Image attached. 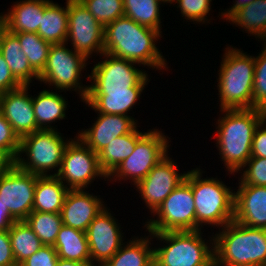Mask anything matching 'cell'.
<instances>
[{
    "label": "cell",
    "instance_id": "cell-1",
    "mask_svg": "<svg viewBox=\"0 0 266 266\" xmlns=\"http://www.w3.org/2000/svg\"><path fill=\"white\" fill-rule=\"evenodd\" d=\"M162 37L159 31L122 16L104 27V52L164 72L168 63L156 46Z\"/></svg>",
    "mask_w": 266,
    "mask_h": 266
},
{
    "label": "cell",
    "instance_id": "cell-2",
    "mask_svg": "<svg viewBox=\"0 0 266 266\" xmlns=\"http://www.w3.org/2000/svg\"><path fill=\"white\" fill-rule=\"evenodd\" d=\"M216 121V147L226 172L235 175L251 158L253 135L266 117L258 108L220 110ZM223 116V117H222Z\"/></svg>",
    "mask_w": 266,
    "mask_h": 266
},
{
    "label": "cell",
    "instance_id": "cell-3",
    "mask_svg": "<svg viewBox=\"0 0 266 266\" xmlns=\"http://www.w3.org/2000/svg\"><path fill=\"white\" fill-rule=\"evenodd\" d=\"M220 229L214 234L215 266H266V229L235 220Z\"/></svg>",
    "mask_w": 266,
    "mask_h": 266
},
{
    "label": "cell",
    "instance_id": "cell-4",
    "mask_svg": "<svg viewBox=\"0 0 266 266\" xmlns=\"http://www.w3.org/2000/svg\"><path fill=\"white\" fill-rule=\"evenodd\" d=\"M226 46L216 81L220 110L252 108L254 55Z\"/></svg>",
    "mask_w": 266,
    "mask_h": 266
},
{
    "label": "cell",
    "instance_id": "cell-5",
    "mask_svg": "<svg viewBox=\"0 0 266 266\" xmlns=\"http://www.w3.org/2000/svg\"><path fill=\"white\" fill-rule=\"evenodd\" d=\"M149 233L161 245L154 247V266H215L214 235L206 240L202 230Z\"/></svg>",
    "mask_w": 266,
    "mask_h": 266
},
{
    "label": "cell",
    "instance_id": "cell-6",
    "mask_svg": "<svg viewBox=\"0 0 266 266\" xmlns=\"http://www.w3.org/2000/svg\"><path fill=\"white\" fill-rule=\"evenodd\" d=\"M196 167L191 170V189L195 202L196 230L203 226L222 228L233 221L234 190L221 179L206 177Z\"/></svg>",
    "mask_w": 266,
    "mask_h": 266
},
{
    "label": "cell",
    "instance_id": "cell-7",
    "mask_svg": "<svg viewBox=\"0 0 266 266\" xmlns=\"http://www.w3.org/2000/svg\"><path fill=\"white\" fill-rule=\"evenodd\" d=\"M71 139L65 140L58 130H39L25 135L21 138L20 151L14 163L21 170L38 176H56Z\"/></svg>",
    "mask_w": 266,
    "mask_h": 266
},
{
    "label": "cell",
    "instance_id": "cell-8",
    "mask_svg": "<svg viewBox=\"0 0 266 266\" xmlns=\"http://www.w3.org/2000/svg\"><path fill=\"white\" fill-rule=\"evenodd\" d=\"M67 43L52 44L45 68L39 74L40 83L48 84L55 89L77 91L81 102L89 92V85L82 83V72L86 70L88 59L73 49H69Z\"/></svg>",
    "mask_w": 266,
    "mask_h": 266
},
{
    "label": "cell",
    "instance_id": "cell-9",
    "mask_svg": "<svg viewBox=\"0 0 266 266\" xmlns=\"http://www.w3.org/2000/svg\"><path fill=\"white\" fill-rule=\"evenodd\" d=\"M152 215L155 217H149L151 219H147L145 223L143 222L145 231L196 230L195 202L191 189V170L187 171L185 180L171 192Z\"/></svg>",
    "mask_w": 266,
    "mask_h": 266
},
{
    "label": "cell",
    "instance_id": "cell-10",
    "mask_svg": "<svg viewBox=\"0 0 266 266\" xmlns=\"http://www.w3.org/2000/svg\"><path fill=\"white\" fill-rule=\"evenodd\" d=\"M169 138V139H168ZM170 137L162 130L148 129L136 142L133 153L123 160L108 176L107 181H128L136 185L143 180L151 169L161 161L170 149Z\"/></svg>",
    "mask_w": 266,
    "mask_h": 266
},
{
    "label": "cell",
    "instance_id": "cell-11",
    "mask_svg": "<svg viewBox=\"0 0 266 266\" xmlns=\"http://www.w3.org/2000/svg\"><path fill=\"white\" fill-rule=\"evenodd\" d=\"M56 177L69 190L88 189L97 178L105 181L108 178L99 165L97 153L77 136L67 144Z\"/></svg>",
    "mask_w": 266,
    "mask_h": 266
},
{
    "label": "cell",
    "instance_id": "cell-12",
    "mask_svg": "<svg viewBox=\"0 0 266 266\" xmlns=\"http://www.w3.org/2000/svg\"><path fill=\"white\" fill-rule=\"evenodd\" d=\"M100 57L102 61L97 62L85 78L90 81L89 92L130 91L147 74L136 62L105 52Z\"/></svg>",
    "mask_w": 266,
    "mask_h": 266
},
{
    "label": "cell",
    "instance_id": "cell-13",
    "mask_svg": "<svg viewBox=\"0 0 266 266\" xmlns=\"http://www.w3.org/2000/svg\"><path fill=\"white\" fill-rule=\"evenodd\" d=\"M88 60L104 53V26L82 5L68 0V36L66 43Z\"/></svg>",
    "mask_w": 266,
    "mask_h": 266
},
{
    "label": "cell",
    "instance_id": "cell-14",
    "mask_svg": "<svg viewBox=\"0 0 266 266\" xmlns=\"http://www.w3.org/2000/svg\"><path fill=\"white\" fill-rule=\"evenodd\" d=\"M37 175L21 170L13 163L0 174V199L17 220H25L33 211Z\"/></svg>",
    "mask_w": 266,
    "mask_h": 266
},
{
    "label": "cell",
    "instance_id": "cell-15",
    "mask_svg": "<svg viewBox=\"0 0 266 266\" xmlns=\"http://www.w3.org/2000/svg\"><path fill=\"white\" fill-rule=\"evenodd\" d=\"M168 155L159 161L147 176L134 186V189L137 188L135 190L139 192V197L141 196L146 208L151 212V216L171 192L185 180L187 174L185 171L179 173L177 162Z\"/></svg>",
    "mask_w": 266,
    "mask_h": 266
},
{
    "label": "cell",
    "instance_id": "cell-16",
    "mask_svg": "<svg viewBox=\"0 0 266 266\" xmlns=\"http://www.w3.org/2000/svg\"><path fill=\"white\" fill-rule=\"evenodd\" d=\"M110 210L106 206L86 231L91 262L94 266L104 265L125 243L126 238H123L124 233L121 230L123 227Z\"/></svg>",
    "mask_w": 266,
    "mask_h": 266
},
{
    "label": "cell",
    "instance_id": "cell-17",
    "mask_svg": "<svg viewBox=\"0 0 266 266\" xmlns=\"http://www.w3.org/2000/svg\"><path fill=\"white\" fill-rule=\"evenodd\" d=\"M30 85L0 94V112L11 124L14 132L21 139L23 136L39 131L33 111Z\"/></svg>",
    "mask_w": 266,
    "mask_h": 266
},
{
    "label": "cell",
    "instance_id": "cell-18",
    "mask_svg": "<svg viewBox=\"0 0 266 266\" xmlns=\"http://www.w3.org/2000/svg\"><path fill=\"white\" fill-rule=\"evenodd\" d=\"M99 114V115H98ZM96 121L87 129L78 130L79 137L92 151L98 153L113 139L130 133L139 123L132 116L97 113Z\"/></svg>",
    "mask_w": 266,
    "mask_h": 266
},
{
    "label": "cell",
    "instance_id": "cell-19",
    "mask_svg": "<svg viewBox=\"0 0 266 266\" xmlns=\"http://www.w3.org/2000/svg\"><path fill=\"white\" fill-rule=\"evenodd\" d=\"M87 189L69 190L61 208L63 225L86 232L94 218L107 206Z\"/></svg>",
    "mask_w": 266,
    "mask_h": 266
},
{
    "label": "cell",
    "instance_id": "cell-20",
    "mask_svg": "<svg viewBox=\"0 0 266 266\" xmlns=\"http://www.w3.org/2000/svg\"><path fill=\"white\" fill-rule=\"evenodd\" d=\"M238 185L234 191L233 220L250 228L266 229V187Z\"/></svg>",
    "mask_w": 266,
    "mask_h": 266
},
{
    "label": "cell",
    "instance_id": "cell-21",
    "mask_svg": "<svg viewBox=\"0 0 266 266\" xmlns=\"http://www.w3.org/2000/svg\"><path fill=\"white\" fill-rule=\"evenodd\" d=\"M150 82L148 73L130 91L88 92L83 103L96 113L130 116L145 87Z\"/></svg>",
    "mask_w": 266,
    "mask_h": 266
},
{
    "label": "cell",
    "instance_id": "cell-22",
    "mask_svg": "<svg viewBox=\"0 0 266 266\" xmlns=\"http://www.w3.org/2000/svg\"><path fill=\"white\" fill-rule=\"evenodd\" d=\"M52 0H20L7 10V31L37 33L44 9Z\"/></svg>",
    "mask_w": 266,
    "mask_h": 266
},
{
    "label": "cell",
    "instance_id": "cell-23",
    "mask_svg": "<svg viewBox=\"0 0 266 266\" xmlns=\"http://www.w3.org/2000/svg\"><path fill=\"white\" fill-rule=\"evenodd\" d=\"M50 91L44 89L32 96L33 111L39 130H58L52 123L66 118L68 100L66 101L61 90ZM35 96V97H34ZM67 109V110H66Z\"/></svg>",
    "mask_w": 266,
    "mask_h": 266
},
{
    "label": "cell",
    "instance_id": "cell-24",
    "mask_svg": "<svg viewBox=\"0 0 266 266\" xmlns=\"http://www.w3.org/2000/svg\"><path fill=\"white\" fill-rule=\"evenodd\" d=\"M147 234L144 237L132 236L102 266H154V247L150 246L153 238Z\"/></svg>",
    "mask_w": 266,
    "mask_h": 266
},
{
    "label": "cell",
    "instance_id": "cell-25",
    "mask_svg": "<svg viewBox=\"0 0 266 266\" xmlns=\"http://www.w3.org/2000/svg\"><path fill=\"white\" fill-rule=\"evenodd\" d=\"M0 52L13 76L22 85H31L33 79L39 82V74L31 67L18 38L9 31L3 35L0 41Z\"/></svg>",
    "mask_w": 266,
    "mask_h": 266
},
{
    "label": "cell",
    "instance_id": "cell-26",
    "mask_svg": "<svg viewBox=\"0 0 266 266\" xmlns=\"http://www.w3.org/2000/svg\"><path fill=\"white\" fill-rule=\"evenodd\" d=\"M69 189L56 176H38L33 211L60 213Z\"/></svg>",
    "mask_w": 266,
    "mask_h": 266
},
{
    "label": "cell",
    "instance_id": "cell-27",
    "mask_svg": "<svg viewBox=\"0 0 266 266\" xmlns=\"http://www.w3.org/2000/svg\"><path fill=\"white\" fill-rule=\"evenodd\" d=\"M138 127L140 126L137 125L130 133L113 139L97 153L99 165L107 177L133 153L136 142L146 133L139 131Z\"/></svg>",
    "mask_w": 266,
    "mask_h": 266
},
{
    "label": "cell",
    "instance_id": "cell-28",
    "mask_svg": "<svg viewBox=\"0 0 266 266\" xmlns=\"http://www.w3.org/2000/svg\"><path fill=\"white\" fill-rule=\"evenodd\" d=\"M59 259L92 263L86 232L62 225L53 245Z\"/></svg>",
    "mask_w": 266,
    "mask_h": 266
},
{
    "label": "cell",
    "instance_id": "cell-29",
    "mask_svg": "<svg viewBox=\"0 0 266 266\" xmlns=\"http://www.w3.org/2000/svg\"><path fill=\"white\" fill-rule=\"evenodd\" d=\"M37 34L50 44L66 43L68 36V0L66 6L51 2L43 11Z\"/></svg>",
    "mask_w": 266,
    "mask_h": 266
},
{
    "label": "cell",
    "instance_id": "cell-30",
    "mask_svg": "<svg viewBox=\"0 0 266 266\" xmlns=\"http://www.w3.org/2000/svg\"><path fill=\"white\" fill-rule=\"evenodd\" d=\"M227 21L242 28L248 35H254L260 43L266 41V0L253 1L237 10Z\"/></svg>",
    "mask_w": 266,
    "mask_h": 266
},
{
    "label": "cell",
    "instance_id": "cell-31",
    "mask_svg": "<svg viewBox=\"0 0 266 266\" xmlns=\"http://www.w3.org/2000/svg\"><path fill=\"white\" fill-rule=\"evenodd\" d=\"M160 5L165 3L162 0H123L124 16L162 34Z\"/></svg>",
    "mask_w": 266,
    "mask_h": 266
},
{
    "label": "cell",
    "instance_id": "cell-32",
    "mask_svg": "<svg viewBox=\"0 0 266 266\" xmlns=\"http://www.w3.org/2000/svg\"><path fill=\"white\" fill-rule=\"evenodd\" d=\"M8 231L12 252L18 264H21L44 245L25 220L15 221Z\"/></svg>",
    "mask_w": 266,
    "mask_h": 266
},
{
    "label": "cell",
    "instance_id": "cell-33",
    "mask_svg": "<svg viewBox=\"0 0 266 266\" xmlns=\"http://www.w3.org/2000/svg\"><path fill=\"white\" fill-rule=\"evenodd\" d=\"M44 245H54L63 225L60 213L32 211L25 219Z\"/></svg>",
    "mask_w": 266,
    "mask_h": 266
},
{
    "label": "cell",
    "instance_id": "cell-34",
    "mask_svg": "<svg viewBox=\"0 0 266 266\" xmlns=\"http://www.w3.org/2000/svg\"><path fill=\"white\" fill-rule=\"evenodd\" d=\"M14 35L18 38L31 67L40 74L45 68L52 44L44 41L37 33L21 32Z\"/></svg>",
    "mask_w": 266,
    "mask_h": 266
},
{
    "label": "cell",
    "instance_id": "cell-35",
    "mask_svg": "<svg viewBox=\"0 0 266 266\" xmlns=\"http://www.w3.org/2000/svg\"><path fill=\"white\" fill-rule=\"evenodd\" d=\"M81 3L104 27L124 16L123 0H82Z\"/></svg>",
    "mask_w": 266,
    "mask_h": 266
},
{
    "label": "cell",
    "instance_id": "cell-36",
    "mask_svg": "<svg viewBox=\"0 0 266 266\" xmlns=\"http://www.w3.org/2000/svg\"><path fill=\"white\" fill-rule=\"evenodd\" d=\"M263 49L254 57V85L252 91V108L266 110V41Z\"/></svg>",
    "mask_w": 266,
    "mask_h": 266
},
{
    "label": "cell",
    "instance_id": "cell-37",
    "mask_svg": "<svg viewBox=\"0 0 266 266\" xmlns=\"http://www.w3.org/2000/svg\"><path fill=\"white\" fill-rule=\"evenodd\" d=\"M175 5L177 4V9H180L181 16L184 19L189 20V22H193V24H210V20L208 19L211 12V2L212 0H175Z\"/></svg>",
    "mask_w": 266,
    "mask_h": 266
},
{
    "label": "cell",
    "instance_id": "cell-38",
    "mask_svg": "<svg viewBox=\"0 0 266 266\" xmlns=\"http://www.w3.org/2000/svg\"><path fill=\"white\" fill-rule=\"evenodd\" d=\"M238 174V184L266 187V158L251 157Z\"/></svg>",
    "mask_w": 266,
    "mask_h": 266
},
{
    "label": "cell",
    "instance_id": "cell-39",
    "mask_svg": "<svg viewBox=\"0 0 266 266\" xmlns=\"http://www.w3.org/2000/svg\"><path fill=\"white\" fill-rule=\"evenodd\" d=\"M21 139L14 132L11 124L0 112V150L3 151L13 162L18 157Z\"/></svg>",
    "mask_w": 266,
    "mask_h": 266
},
{
    "label": "cell",
    "instance_id": "cell-40",
    "mask_svg": "<svg viewBox=\"0 0 266 266\" xmlns=\"http://www.w3.org/2000/svg\"><path fill=\"white\" fill-rule=\"evenodd\" d=\"M58 254L52 245H43L21 263V266H56Z\"/></svg>",
    "mask_w": 266,
    "mask_h": 266
},
{
    "label": "cell",
    "instance_id": "cell-41",
    "mask_svg": "<svg viewBox=\"0 0 266 266\" xmlns=\"http://www.w3.org/2000/svg\"><path fill=\"white\" fill-rule=\"evenodd\" d=\"M251 157L266 158V117L254 131Z\"/></svg>",
    "mask_w": 266,
    "mask_h": 266
},
{
    "label": "cell",
    "instance_id": "cell-42",
    "mask_svg": "<svg viewBox=\"0 0 266 266\" xmlns=\"http://www.w3.org/2000/svg\"><path fill=\"white\" fill-rule=\"evenodd\" d=\"M20 86H22V84L13 76L7 62L0 52V94L17 89Z\"/></svg>",
    "mask_w": 266,
    "mask_h": 266
},
{
    "label": "cell",
    "instance_id": "cell-43",
    "mask_svg": "<svg viewBox=\"0 0 266 266\" xmlns=\"http://www.w3.org/2000/svg\"><path fill=\"white\" fill-rule=\"evenodd\" d=\"M16 263L11 241L9 237V231H0V266H9Z\"/></svg>",
    "mask_w": 266,
    "mask_h": 266
},
{
    "label": "cell",
    "instance_id": "cell-44",
    "mask_svg": "<svg viewBox=\"0 0 266 266\" xmlns=\"http://www.w3.org/2000/svg\"><path fill=\"white\" fill-rule=\"evenodd\" d=\"M17 221L0 199V231H7Z\"/></svg>",
    "mask_w": 266,
    "mask_h": 266
},
{
    "label": "cell",
    "instance_id": "cell-45",
    "mask_svg": "<svg viewBox=\"0 0 266 266\" xmlns=\"http://www.w3.org/2000/svg\"><path fill=\"white\" fill-rule=\"evenodd\" d=\"M255 0H235L231 8L225 9L222 12H219L221 19L227 20L239 9L245 7L248 4H251Z\"/></svg>",
    "mask_w": 266,
    "mask_h": 266
},
{
    "label": "cell",
    "instance_id": "cell-46",
    "mask_svg": "<svg viewBox=\"0 0 266 266\" xmlns=\"http://www.w3.org/2000/svg\"><path fill=\"white\" fill-rule=\"evenodd\" d=\"M14 162L0 150V174L4 173Z\"/></svg>",
    "mask_w": 266,
    "mask_h": 266
},
{
    "label": "cell",
    "instance_id": "cell-47",
    "mask_svg": "<svg viewBox=\"0 0 266 266\" xmlns=\"http://www.w3.org/2000/svg\"><path fill=\"white\" fill-rule=\"evenodd\" d=\"M56 266H94L92 263H82L78 261L59 259L57 260Z\"/></svg>",
    "mask_w": 266,
    "mask_h": 266
},
{
    "label": "cell",
    "instance_id": "cell-48",
    "mask_svg": "<svg viewBox=\"0 0 266 266\" xmlns=\"http://www.w3.org/2000/svg\"><path fill=\"white\" fill-rule=\"evenodd\" d=\"M7 32V12L0 13V41Z\"/></svg>",
    "mask_w": 266,
    "mask_h": 266
},
{
    "label": "cell",
    "instance_id": "cell-49",
    "mask_svg": "<svg viewBox=\"0 0 266 266\" xmlns=\"http://www.w3.org/2000/svg\"><path fill=\"white\" fill-rule=\"evenodd\" d=\"M164 3H166L168 5V3L171 5L173 4L174 5V1L175 0H162Z\"/></svg>",
    "mask_w": 266,
    "mask_h": 266
},
{
    "label": "cell",
    "instance_id": "cell-50",
    "mask_svg": "<svg viewBox=\"0 0 266 266\" xmlns=\"http://www.w3.org/2000/svg\"><path fill=\"white\" fill-rule=\"evenodd\" d=\"M9 266H21V264L14 263V264H12V265H9Z\"/></svg>",
    "mask_w": 266,
    "mask_h": 266
},
{
    "label": "cell",
    "instance_id": "cell-51",
    "mask_svg": "<svg viewBox=\"0 0 266 266\" xmlns=\"http://www.w3.org/2000/svg\"><path fill=\"white\" fill-rule=\"evenodd\" d=\"M71 1H75V2H81L82 0H71Z\"/></svg>",
    "mask_w": 266,
    "mask_h": 266
}]
</instances>
